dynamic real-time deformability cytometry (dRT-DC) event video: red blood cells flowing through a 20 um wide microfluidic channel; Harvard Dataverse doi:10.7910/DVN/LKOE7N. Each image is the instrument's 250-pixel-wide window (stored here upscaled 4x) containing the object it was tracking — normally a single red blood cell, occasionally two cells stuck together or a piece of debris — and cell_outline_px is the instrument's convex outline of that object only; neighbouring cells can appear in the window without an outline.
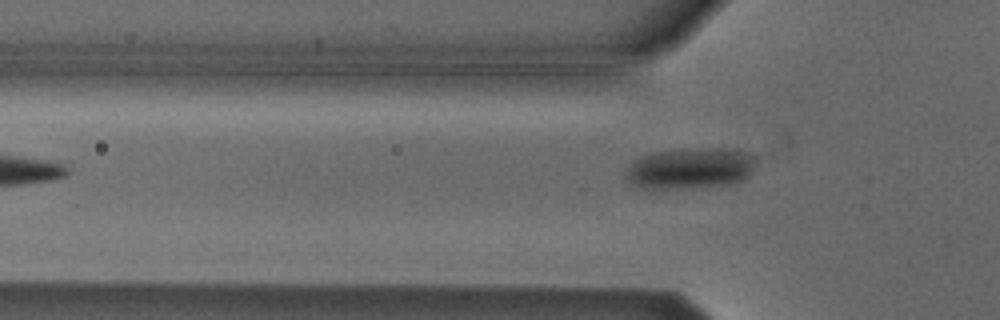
{"species": "Egyptian fruit bat (a non-hibernating species)", "species_latin": "Rousettus aegyptiacus", "temperature_condition": "cold", "stored_images_in_passage": 3, "camera_frame_rate_fps": 3000, "um_per_image_px": 0.085, "animal": {"sex": "male"}, "frame": {"image": 1, "passage_image": 3, "time_ms": 0.667, "image_size_px": [1000, 320], "cell_outline_px": [[756, 160], [748, 176], [744, 180], [732, 184], [652, 192], [648, 192], [636, 188], [628, 184], [624, 176], [628, 168], [640, 156], [652, 152], [672, 148], [736, 148], [748, 152], [756, 156]], "centroid_in_image_um": [58.6, 14.34], "position_along_channel_um": 67.2, "area_um2": 32.89}}